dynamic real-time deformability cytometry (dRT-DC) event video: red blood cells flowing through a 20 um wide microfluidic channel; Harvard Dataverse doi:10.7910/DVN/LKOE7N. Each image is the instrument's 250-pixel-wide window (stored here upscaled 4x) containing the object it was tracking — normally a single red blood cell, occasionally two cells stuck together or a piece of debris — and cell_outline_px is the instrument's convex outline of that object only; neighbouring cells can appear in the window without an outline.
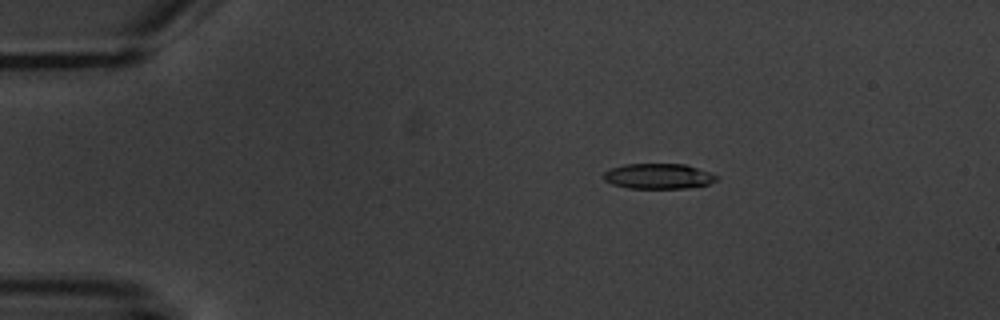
{"species": "common noctule bat (a hibernating species)", "species_latin": "Nyctalus noctula", "temperature_condition": "warm", "stored_images_in_passage": 5, "camera_frame_rate_fps": 3000, "um_per_image_px": 0.085, "animal": {"sex": "male", "body_mass_g": 20.1, "forearm_length_mm": 53.5}, "frame": {"image": 1, "passage_image": 3, "time_ms": 2.333, "image_size_px": [1000, 320], "cell_outline_px": [[720, 176], [716, 180], [708, 184], [684, 188], [628, 188], [612, 184], [604, 180], [604, 172], [612, 168], [624, 164], [684, 164]], "centroid_in_image_um": [55.95, 14.98], "position_along_channel_um": 29.1, "area_um2": 16.47}}